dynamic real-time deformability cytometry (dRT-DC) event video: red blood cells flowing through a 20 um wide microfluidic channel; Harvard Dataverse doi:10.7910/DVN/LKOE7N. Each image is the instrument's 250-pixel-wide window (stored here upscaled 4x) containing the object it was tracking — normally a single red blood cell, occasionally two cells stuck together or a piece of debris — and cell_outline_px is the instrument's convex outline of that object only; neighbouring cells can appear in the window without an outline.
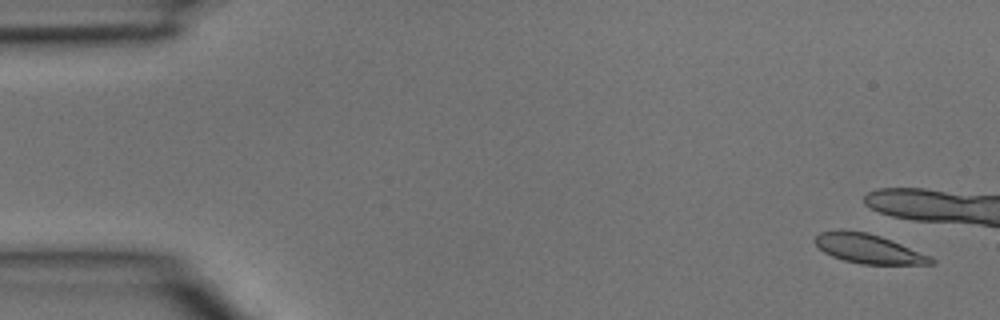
{"species": "common noctule bat (a hibernating species)", "species_latin": "Nyctalus noctula", "temperature_condition": "room temperature", "stored_images_in_passage": 7, "camera_frame_rate_fps": 3000, "um_per_image_px": 0.085, "animal": {"sex": "male", "body_mass_g": 15.6}, "frame": {"image": 1, "passage_image": 1, "time_ms": 0.0, "image_size_px": [1000, 320], "cell_outline_px": [[936, 264], [860, 264], [844, 260], [832, 256], [824, 252], [812, 240], [820, 232], [840, 228], [868, 232], [892, 240], [932, 256], [936, 260]], "centroid_in_image_um": [73.82, 21.12], "position_along_channel_um": 11.2, "area_um2": 20.17}}